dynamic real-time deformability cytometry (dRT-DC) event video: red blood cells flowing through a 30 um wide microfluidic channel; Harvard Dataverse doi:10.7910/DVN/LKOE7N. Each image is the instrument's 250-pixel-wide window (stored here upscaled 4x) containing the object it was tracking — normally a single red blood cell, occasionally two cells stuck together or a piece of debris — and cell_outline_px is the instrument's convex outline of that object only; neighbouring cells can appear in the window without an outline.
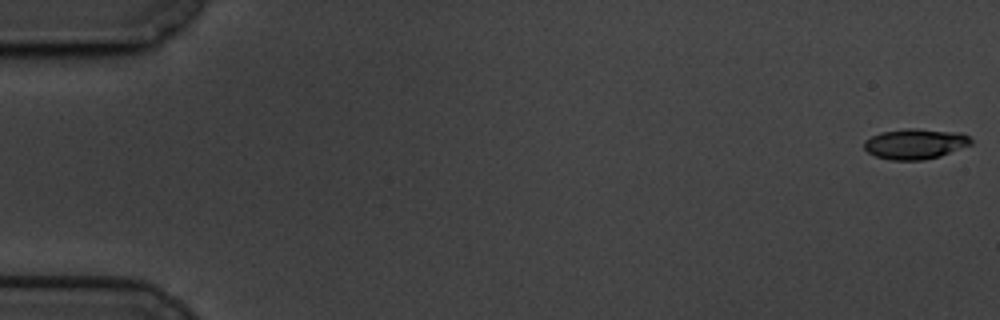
{"species": "common noctule bat (a hibernating species)", "species_latin": "Nyctalus noctula", "temperature_condition": "cold", "stored_images_in_passage": 19, "camera_frame_rate_fps": 3000, "um_per_image_px": 0.085, "animal": {"sex": "male", "body_mass_g": 19.5, "forearm_length_mm": 54.6}, "frame": {"image": 1, "passage_image": 1, "time_ms": 0.0, "image_size_px": [1000, 320], "cell_outline_px": [[972, 144], [940, 156], [924, 160], [892, 160], [876, 156], [868, 152], [864, 148], [864, 140], [880, 132], [904, 128], [912, 128], [964, 132], [972, 140]], "centroid_in_image_um": [77.81, 12.21], "position_along_channel_um": 7.2, "area_um2": 19.07}}